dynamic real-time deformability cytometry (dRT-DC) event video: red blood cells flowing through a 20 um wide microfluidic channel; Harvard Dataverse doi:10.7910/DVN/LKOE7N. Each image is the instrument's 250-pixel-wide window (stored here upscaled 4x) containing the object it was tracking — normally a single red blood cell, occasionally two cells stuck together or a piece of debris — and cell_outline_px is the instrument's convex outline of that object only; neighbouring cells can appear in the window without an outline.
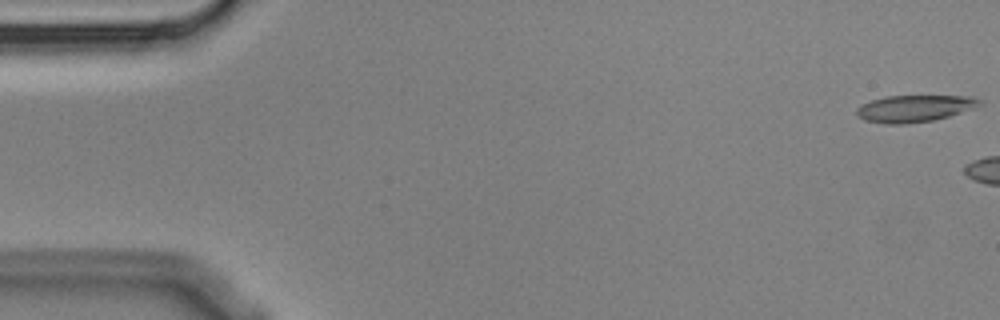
{"species": "Egyptian fruit bat (a non-hibernating species)", "species_latin": "Rousettus aegyptiacus", "temperature_condition": "cold", "stored_images_in_passage": 4, "camera_frame_rate_fps": 3000, "um_per_image_px": 0.085, "animal": {"sex": "male"}, "frame": {"image": 1, "passage_image": 1, "time_ms": 0.0, "image_size_px": [1000, 320], "cell_outline_px": [[980, 104], [972, 108], [948, 116], [932, 120], [904, 124], [884, 124], [864, 120], [856, 116], [856, 108], [872, 100], [884, 96], [972, 96], [980, 100]], "centroid_in_image_um": [77.66, 9.22], "position_along_channel_um": 7.3, "area_um2": 19.02}}